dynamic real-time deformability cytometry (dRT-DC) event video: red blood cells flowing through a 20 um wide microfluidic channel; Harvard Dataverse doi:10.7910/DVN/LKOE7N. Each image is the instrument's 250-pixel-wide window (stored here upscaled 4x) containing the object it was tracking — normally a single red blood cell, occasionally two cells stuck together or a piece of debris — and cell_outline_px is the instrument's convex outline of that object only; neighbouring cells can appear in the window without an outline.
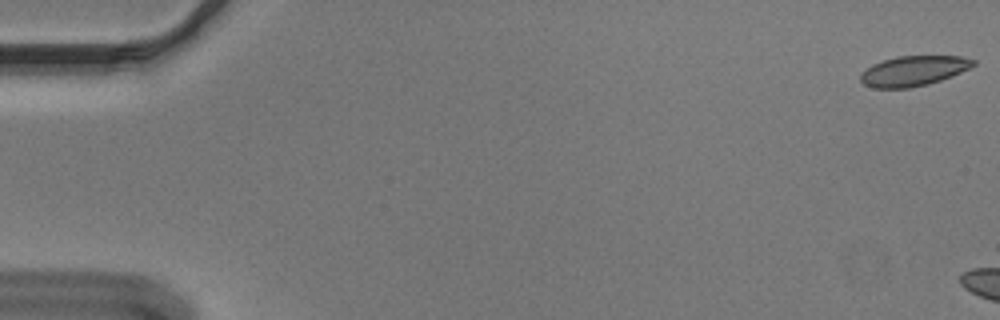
{"species": "Egyptian fruit bat (a non-hibernating species)", "species_latin": "Rousettus aegyptiacus", "temperature_condition": "cold", "stored_images_in_passage": 5, "camera_frame_rate_fps": 3000, "um_per_image_px": 0.085, "animal": {"sex": "male"}, "frame": {"image": 1, "passage_image": 1, "time_ms": 0.0, "image_size_px": [1000, 320], "cell_outline_px": [[976, 64], [952, 76], [928, 84], [912, 88], [872, 88], [864, 84], [860, 80], [860, 72], [872, 64], [896, 56], [960, 56], [976, 60]], "centroid_in_image_um": [77.61, 6.03], "position_along_channel_um": 7.4, "area_um2": 19.83}}